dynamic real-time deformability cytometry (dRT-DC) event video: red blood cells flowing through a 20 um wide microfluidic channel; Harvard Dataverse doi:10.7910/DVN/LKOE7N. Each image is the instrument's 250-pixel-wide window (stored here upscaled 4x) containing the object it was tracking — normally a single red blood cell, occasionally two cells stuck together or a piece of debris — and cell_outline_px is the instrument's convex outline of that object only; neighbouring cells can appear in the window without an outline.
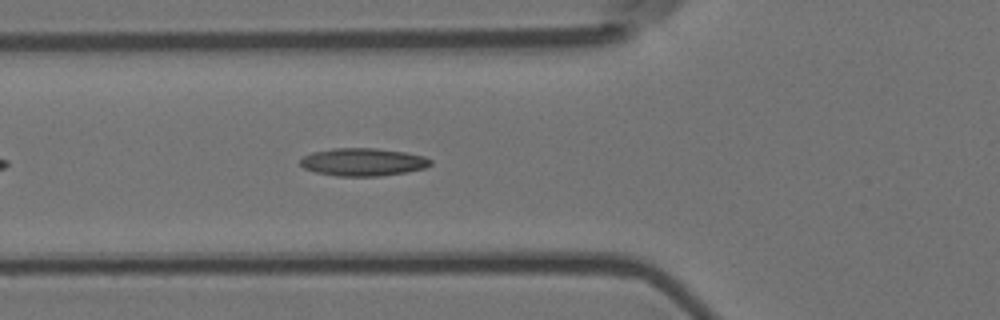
{"species": "Egyptian fruit bat (a non-hibernating species)", "species_latin": "Rousettus aegyptiacus", "temperature_condition": "room temperature", "stored_images_in_passage": 27, "camera_frame_rate_fps": 3000, "um_per_image_px": 0.085, "animal": {"sex": "female"}, "frame": {"image": 1, "passage_image": 7, "time_ms": 2.0, "image_size_px": [1000, 320], "cell_outline_px": [[432, 164], [424, 168], [408, 172], [380, 176], [336, 176], [316, 172], [304, 168], [300, 164], [300, 160], [304, 156], [312, 152], [332, 148], [376, 148], [404, 152], [424, 156], [432, 160]], "centroid_in_image_um": [30.86, 13.77], "position_along_channel_um": 94.9, "area_um2": 21.15}}
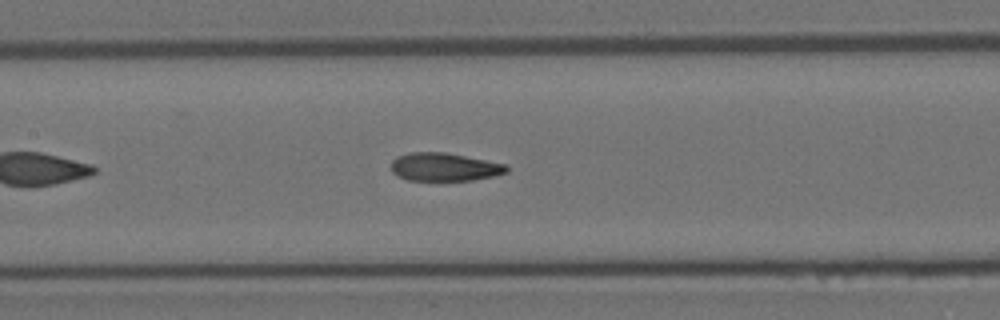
{"frame": {"image": 2, "passage_image": 13, "time_ms": 4.0, "image_size_px": [1000, 320], "cell_outline_px": [[508, 172], [496, 176], [472, 180], [408, 180], [396, 176], [392, 172], [392, 160], [396, 156], [412, 152], [444, 152], [508, 164]], "centroid_in_image_um": [37.79, 14.19], "position_along_channel_um": 169.6, "area_um2": 19.07}}
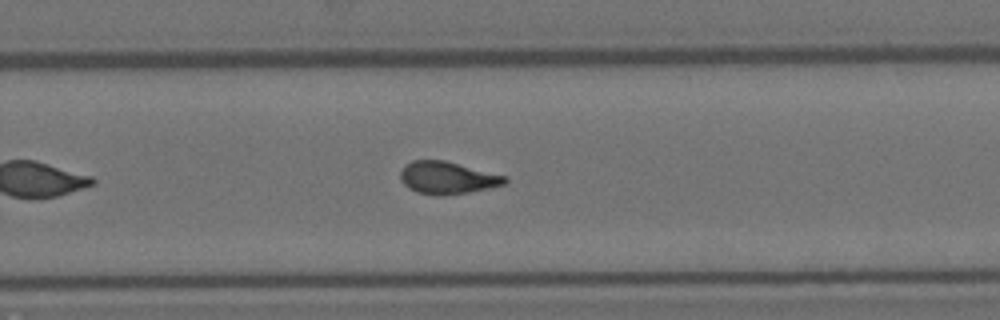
{"frame": {"image": 3, "passage_image": 23, "time_ms": 7.333, "image_size_px": [1000, 320], "cell_outline_px": [[508, 180], [504, 184], [488, 188], [468, 192], [444, 196], [436, 196], [416, 192], [408, 188], [400, 180], [400, 172], [404, 164], [412, 160], [444, 160], [508, 176]], "centroid_in_image_um": [38.0, 15.11], "position_along_channel_um": 291.8, "area_um2": 19.94}}